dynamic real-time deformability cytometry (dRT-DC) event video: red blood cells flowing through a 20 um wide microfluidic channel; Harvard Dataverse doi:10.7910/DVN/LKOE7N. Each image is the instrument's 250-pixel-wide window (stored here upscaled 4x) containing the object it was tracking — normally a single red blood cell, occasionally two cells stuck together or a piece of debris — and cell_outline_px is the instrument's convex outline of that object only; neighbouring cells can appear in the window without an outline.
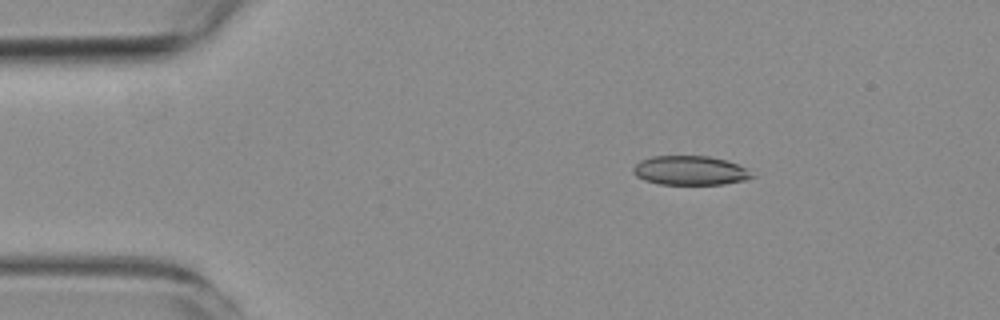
{"species": "common noctule bat (a hibernating species)", "species_latin": "Nyctalus noctula", "temperature_condition": "room temperature", "stored_images_in_passage": 5, "camera_frame_rate_fps": 3000, "um_per_image_px": 0.085, "animal": {"sex": "female", "body_mass_g": 19.3, "forearm_length_mm": 54.1}, "frame": {"image": 1, "passage_image": 3, "time_ms": 2.333, "image_size_px": [1000, 320], "cell_outline_px": [[756, 176], [744, 180], [724, 184], [660, 184], [644, 180], [636, 176], [632, 172], [632, 168], [640, 160], [652, 156], [708, 156], [728, 160], [748, 168]], "centroid_in_image_um": [58.68, 14.48], "position_along_channel_um": 26.3, "area_um2": 20.4}}
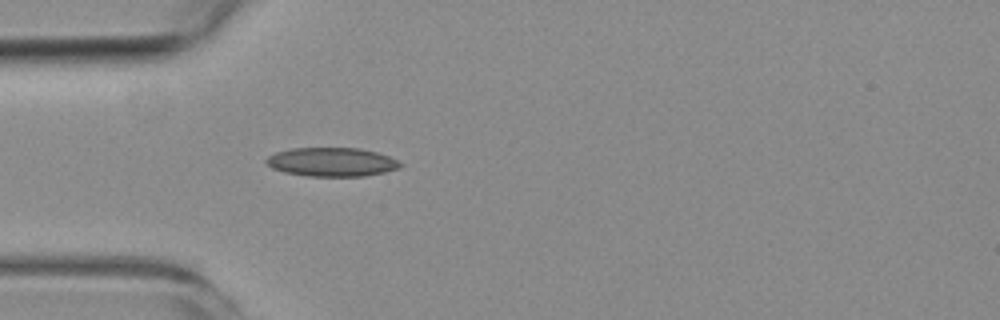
{"frame": {"image": 2, "passage_image": 5, "time_ms": 4.667, "image_size_px": [1000, 320], "cell_outline_px": [[404, 164], [400, 168], [384, 172], [364, 176], [308, 176], [284, 172], [272, 168], [264, 160], [268, 156], [276, 152], [292, 148], [360, 148], [376, 152], [388, 156]], "centroid_in_image_um": [28.2, 13.77], "position_along_channel_um": 56.8, "area_um2": 22.48}}